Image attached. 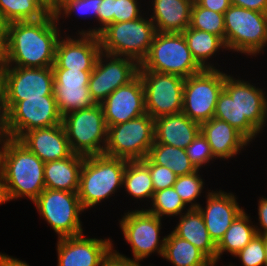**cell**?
I'll return each instance as SVG.
<instances>
[{"label":"cell","instance_id":"e575fe53","mask_svg":"<svg viewBox=\"0 0 267 266\" xmlns=\"http://www.w3.org/2000/svg\"><path fill=\"white\" fill-rule=\"evenodd\" d=\"M189 27L215 34L225 43L224 14L203 8L195 0L191 8Z\"/></svg>","mask_w":267,"mask_h":266},{"label":"cell","instance_id":"f6af8a7d","mask_svg":"<svg viewBox=\"0 0 267 266\" xmlns=\"http://www.w3.org/2000/svg\"><path fill=\"white\" fill-rule=\"evenodd\" d=\"M231 5L267 13V0H230Z\"/></svg>","mask_w":267,"mask_h":266},{"label":"cell","instance_id":"f1b7e54d","mask_svg":"<svg viewBox=\"0 0 267 266\" xmlns=\"http://www.w3.org/2000/svg\"><path fill=\"white\" fill-rule=\"evenodd\" d=\"M162 257L174 266H211L213 263L201 250L173 232L165 236Z\"/></svg>","mask_w":267,"mask_h":266},{"label":"cell","instance_id":"d590c367","mask_svg":"<svg viewBox=\"0 0 267 266\" xmlns=\"http://www.w3.org/2000/svg\"><path fill=\"white\" fill-rule=\"evenodd\" d=\"M151 209H146L148 212L158 216L162 219V216H177L182 215L183 209L186 205L178 195L174 187H169L163 190L154 192L152 198Z\"/></svg>","mask_w":267,"mask_h":266},{"label":"cell","instance_id":"83f0119b","mask_svg":"<svg viewBox=\"0 0 267 266\" xmlns=\"http://www.w3.org/2000/svg\"><path fill=\"white\" fill-rule=\"evenodd\" d=\"M138 0H102L99 6L97 20L99 28L79 31V34L98 35L111 23L132 21L141 17Z\"/></svg>","mask_w":267,"mask_h":266},{"label":"cell","instance_id":"7c38bea8","mask_svg":"<svg viewBox=\"0 0 267 266\" xmlns=\"http://www.w3.org/2000/svg\"><path fill=\"white\" fill-rule=\"evenodd\" d=\"M2 83L8 109L27 98L54 96V73L52 67L0 66Z\"/></svg>","mask_w":267,"mask_h":266},{"label":"cell","instance_id":"bcb514c9","mask_svg":"<svg viewBox=\"0 0 267 266\" xmlns=\"http://www.w3.org/2000/svg\"><path fill=\"white\" fill-rule=\"evenodd\" d=\"M201 7L224 14L231 6L230 0H195Z\"/></svg>","mask_w":267,"mask_h":266},{"label":"cell","instance_id":"ac0fdd59","mask_svg":"<svg viewBox=\"0 0 267 266\" xmlns=\"http://www.w3.org/2000/svg\"><path fill=\"white\" fill-rule=\"evenodd\" d=\"M101 106L107 127L144 115L146 113L144 88L139 74L111 93Z\"/></svg>","mask_w":267,"mask_h":266},{"label":"cell","instance_id":"11a10c76","mask_svg":"<svg viewBox=\"0 0 267 266\" xmlns=\"http://www.w3.org/2000/svg\"><path fill=\"white\" fill-rule=\"evenodd\" d=\"M46 3L50 6V0H46Z\"/></svg>","mask_w":267,"mask_h":266},{"label":"cell","instance_id":"60d3db41","mask_svg":"<svg viewBox=\"0 0 267 266\" xmlns=\"http://www.w3.org/2000/svg\"><path fill=\"white\" fill-rule=\"evenodd\" d=\"M141 161L149 168L155 192L173 187L177 175L171 169L167 166L154 164L148 157Z\"/></svg>","mask_w":267,"mask_h":266},{"label":"cell","instance_id":"ab89813d","mask_svg":"<svg viewBox=\"0 0 267 266\" xmlns=\"http://www.w3.org/2000/svg\"><path fill=\"white\" fill-rule=\"evenodd\" d=\"M185 151L190 162L197 170H199L202 165L209 163L210 160L215 159L207 139L201 132H199L194 140L185 148Z\"/></svg>","mask_w":267,"mask_h":266},{"label":"cell","instance_id":"277c9868","mask_svg":"<svg viewBox=\"0 0 267 266\" xmlns=\"http://www.w3.org/2000/svg\"><path fill=\"white\" fill-rule=\"evenodd\" d=\"M156 29L151 18L143 15L132 21L111 23L99 34L101 52L129 57L139 64L147 57Z\"/></svg>","mask_w":267,"mask_h":266},{"label":"cell","instance_id":"5b68a950","mask_svg":"<svg viewBox=\"0 0 267 266\" xmlns=\"http://www.w3.org/2000/svg\"><path fill=\"white\" fill-rule=\"evenodd\" d=\"M139 70L174 74L185 79L203 69L193 59L183 33L156 32Z\"/></svg>","mask_w":267,"mask_h":266},{"label":"cell","instance_id":"5bb4252c","mask_svg":"<svg viewBox=\"0 0 267 266\" xmlns=\"http://www.w3.org/2000/svg\"><path fill=\"white\" fill-rule=\"evenodd\" d=\"M161 225V218L146 209L133 210L124 214L120 221V228L132 248L134 262L139 263L152 252L163 256L165 237L160 240Z\"/></svg>","mask_w":267,"mask_h":266},{"label":"cell","instance_id":"44dd1931","mask_svg":"<svg viewBox=\"0 0 267 266\" xmlns=\"http://www.w3.org/2000/svg\"><path fill=\"white\" fill-rule=\"evenodd\" d=\"M207 194L206 207L199 205L197 209L203 216L210 238L217 245L244 209L240 208L233 193L222 192V190L213 192L212 190Z\"/></svg>","mask_w":267,"mask_h":266},{"label":"cell","instance_id":"2e32d148","mask_svg":"<svg viewBox=\"0 0 267 266\" xmlns=\"http://www.w3.org/2000/svg\"><path fill=\"white\" fill-rule=\"evenodd\" d=\"M62 118L55 96L27 98L19 101L9 110L12 138L19 139L32 129L62 124Z\"/></svg>","mask_w":267,"mask_h":266},{"label":"cell","instance_id":"7bdbcfd3","mask_svg":"<svg viewBox=\"0 0 267 266\" xmlns=\"http://www.w3.org/2000/svg\"><path fill=\"white\" fill-rule=\"evenodd\" d=\"M9 139H12L9 124V109L5 90L0 82V144L3 145Z\"/></svg>","mask_w":267,"mask_h":266},{"label":"cell","instance_id":"f35d334b","mask_svg":"<svg viewBox=\"0 0 267 266\" xmlns=\"http://www.w3.org/2000/svg\"><path fill=\"white\" fill-rule=\"evenodd\" d=\"M234 257H239L243 266H265V236L256 234Z\"/></svg>","mask_w":267,"mask_h":266},{"label":"cell","instance_id":"836d02e7","mask_svg":"<svg viewBox=\"0 0 267 266\" xmlns=\"http://www.w3.org/2000/svg\"><path fill=\"white\" fill-rule=\"evenodd\" d=\"M123 186L129 195L139 200L144 198L152 200L155 192L149 168L141 160L127 162Z\"/></svg>","mask_w":267,"mask_h":266},{"label":"cell","instance_id":"d4e9b609","mask_svg":"<svg viewBox=\"0 0 267 266\" xmlns=\"http://www.w3.org/2000/svg\"><path fill=\"white\" fill-rule=\"evenodd\" d=\"M156 32L183 33L190 26L191 8L194 0H152Z\"/></svg>","mask_w":267,"mask_h":266},{"label":"cell","instance_id":"f546056e","mask_svg":"<svg viewBox=\"0 0 267 266\" xmlns=\"http://www.w3.org/2000/svg\"><path fill=\"white\" fill-rule=\"evenodd\" d=\"M249 216L245 211L240 213L225 232L223 238L216 245V263L223 252L235 256L257 234L255 225L249 224Z\"/></svg>","mask_w":267,"mask_h":266},{"label":"cell","instance_id":"74e56055","mask_svg":"<svg viewBox=\"0 0 267 266\" xmlns=\"http://www.w3.org/2000/svg\"><path fill=\"white\" fill-rule=\"evenodd\" d=\"M101 3L102 0H62L52 11L57 21H59L62 15L69 17L74 11L82 16L86 14V17L87 15H92V17L97 19L98 9Z\"/></svg>","mask_w":267,"mask_h":266},{"label":"cell","instance_id":"30bf717a","mask_svg":"<svg viewBox=\"0 0 267 266\" xmlns=\"http://www.w3.org/2000/svg\"><path fill=\"white\" fill-rule=\"evenodd\" d=\"M33 203L39 214L58 234V239L83 233L79 214L84 208L77 192L45 188Z\"/></svg>","mask_w":267,"mask_h":266},{"label":"cell","instance_id":"8d00e7d4","mask_svg":"<svg viewBox=\"0 0 267 266\" xmlns=\"http://www.w3.org/2000/svg\"><path fill=\"white\" fill-rule=\"evenodd\" d=\"M199 170L189 175L177 176L173 185L174 189L181 197L185 205L191 204L190 209H197L200 204L195 202L197 197L201 196L204 188L203 179L198 174ZM193 201V202H192ZM195 202V203H194Z\"/></svg>","mask_w":267,"mask_h":266},{"label":"cell","instance_id":"9c48e42d","mask_svg":"<svg viewBox=\"0 0 267 266\" xmlns=\"http://www.w3.org/2000/svg\"><path fill=\"white\" fill-rule=\"evenodd\" d=\"M226 75L219 69H203L185 78L182 113L200 125L213 118Z\"/></svg>","mask_w":267,"mask_h":266},{"label":"cell","instance_id":"b9f144b4","mask_svg":"<svg viewBox=\"0 0 267 266\" xmlns=\"http://www.w3.org/2000/svg\"><path fill=\"white\" fill-rule=\"evenodd\" d=\"M214 117L229 123L237 130L236 102L224 89L218 96Z\"/></svg>","mask_w":267,"mask_h":266},{"label":"cell","instance_id":"db71d44e","mask_svg":"<svg viewBox=\"0 0 267 266\" xmlns=\"http://www.w3.org/2000/svg\"><path fill=\"white\" fill-rule=\"evenodd\" d=\"M265 119H267V101H266Z\"/></svg>","mask_w":267,"mask_h":266},{"label":"cell","instance_id":"1f68e13d","mask_svg":"<svg viewBox=\"0 0 267 266\" xmlns=\"http://www.w3.org/2000/svg\"><path fill=\"white\" fill-rule=\"evenodd\" d=\"M0 12L7 23L36 21L52 12L46 0H0Z\"/></svg>","mask_w":267,"mask_h":266},{"label":"cell","instance_id":"603a6c76","mask_svg":"<svg viewBox=\"0 0 267 266\" xmlns=\"http://www.w3.org/2000/svg\"><path fill=\"white\" fill-rule=\"evenodd\" d=\"M215 158L228 159L236 156L250 142L229 123L211 118L200 125Z\"/></svg>","mask_w":267,"mask_h":266},{"label":"cell","instance_id":"e0dca14e","mask_svg":"<svg viewBox=\"0 0 267 266\" xmlns=\"http://www.w3.org/2000/svg\"><path fill=\"white\" fill-rule=\"evenodd\" d=\"M54 73V96L61 116L88 109L96 103L89 93V79L92 71L52 68Z\"/></svg>","mask_w":267,"mask_h":266},{"label":"cell","instance_id":"484cf974","mask_svg":"<svg viewBox=\"0 0 267 266\" xmlns=\"http://www.w3.org/2000/svg\"><path fill=\"white\" fill-rule=\"evenodd\" d=\"M85 156L73 153L70 157L45 162V188L78 192L80 173Z\"/></svg>","mask_w":267,"mask_h":266},{"label":"cell","instance_id":"f907efd6","mask_svg":"<svg viewBox=\"0 0 267 266\" xmlns=\"http://www.w3.org/2000/svg\"><path fill=\"white\" fill-rule=\"evenodd\" d=\"M7 24L8 23L4 20L0 12V51L2 50V47L6 39Z\"/></svg>","mask_w":267,"mask_h":266},{"label":"cell","instance_id":"8992f818","mask_svg":"<svg viewBox=\"0 0 267 266\" xmlns=\"http://www.w3.org/2000/svg\"><path fill=\"white\" fill-rule=\"evenodd\" d=\"M62 125L73 153L83 156L104 153L108 127L101 104L66 114Z\"/></svg>","mask_w":267,"mask_h":266},{"label":"cell","instance_id":"816d5d0a","mask_svg":"<svg viewBox=\"0 0 267 266\" xmlns=\"http://www.w3.org/2000/svg\"><path fill=\"white\" fill-rule=\"evenodd\" d=\"M62 0H50V7L53 9L57 4H59Z\"/></svg>","mask_w":267,"mask_h":266},{"label":"cell","instance_id":"d6a6232c","mask_svg":"<svg viewBox=\"0 0 267 266\" xmlns=\"http://www.w3.org/2000/svg\"><path fill=\"white\" fill-rule=\"evenodd\" d=\"M154 164L167 166L177 176L189 175L197 171L190 162L185 149L154 141L147 156Z\"/></svg>","mask_w":267,"mask_h":266},{"label":"cell","instance_id":"52a82bcc","mask_svg":"<svg viewBox=\"0 0 267 266\" xmlns=\"http://www.w3.org/2000/svg\"><path fill=\"white\" fill-rule=\"evenodd\" d=\"M225 46L256 55L267 44V13L231 5L224 13Z\"/></svg>","mask_w":267,"mask_h":266},{"label":"cell","instance_id":"7a4b0ae2","mask_svg":"<svg viewBox=\"0 0 267 266\" xmlns=\"http://www.w3.org/2000/svg\"><path fill=\"white\" fill-rule=\"evenodd\" d=\"M0 148V171L11 200L27 197L34 202L45 189V163L18 139H9Z\"/></svg>","mask_w":267,"mask_h":266},{"label":"cell","instance_id":"4fadbf2b","mask_svg":"<svg viewBox=\"0 0 267 266\" xmlns=\"http://www.w3.org/2000/svg\"><path fill=\"white\" fill-rule=\"evenodd\" d=\"M138 74L144 88L146 113L153 119L182 113L183 77L148 70H139Z\"/></svg>","mask_w":267,"mask_h":266},{"label":"cell","instance_id":"4316f807","mask_svg":"<svg viewBox=\"0 0 267 266\" xmlns=\"http://www.w3.org/2000/svg\"><path fill=\"white\" fill-rule=\"evenodd\" d=\"M179 217V223L172 232L193 244L213 263H216V244L210 238L203 216L199 210L188 208L186 213Z\"/></svg>","mask_w":267,"mask_h":266},{"label":"cell","instance_id":"c3c4849f","mask_svg":"<svg viewBox=\"0 0 267 266\" xmlns=\"http://www.w3.org/2000/svg\"><path fill=\"white\" fill-rule=\"evenodd\" d=\"M0 266H30L24 261L0 253Z\"/></svg>","mask_w":267,"mask_h":266},{"label":"cell","instance_id":"cb8c5ba5","mask_svg":"<svg viewBox=\"0 0 267 266\" xmlns=\"http://www.w3.org/2000/svg\"><path fill=\"white\" fill-rule=\"evenodd\" d=\"M200 132V124L184 113L154 119V141L185 149Z\"/></svg>","mask_w":267,"mask_h":266},{"label":"cell","instance_id":"ffe728a7","mask_svg":"<svg viewBox=\"0 0 267 266\" xmlns=\"http://www.w3.org/2000/svg\"><path fill=\"white\" fill-rule=\"evenodd\" d=\"M65 39L60 37L58 40L52 68L93 71L101 53L99 36L80 34L78 39H73L68 35Z\"/></svg>","mask_w":267,"mask_h":266},{"label":"cell","instance_id":"6da1fadb","mask_svg":"<svg viewBox=\"0 0 267 266\" xmlns=\"http://www.w3.org/2000/svg\"><path fill=\"white\" fill-rule=\"evenodd\" d=\"M58 23L53 11L40 20L8 23L0 66L52 67L61 36Z\"/></svg>","mask_w":267,"mask_h":266},{"label":"cell","instance_id":"681fc988","mask_svg":"<svg viewBox=\"0 0 267 266\" xmlns=\"http://www.w3.org/2000/svg\"><path fill=\"white\" fill-rule=\"evenodd\" d=\"M8 201H11L8 186L5 182L3 174L0 171V205Z\"/></svg>","mask_w":267,"mask_h":266},{"label":"cell","instance_id":"9a60e30c","mask_svg":"<svg viewBox=\"0 0 267 266\" xmlns=\"http://www.w3.org/2000/svg\"><path fill=\"white\" fill-rule=\"evenodd\" d=\"M139 67L140 64L132 58L101 52L88 84L94 102L101 104L117 88L132 81L138 75Z\"/></svg>","mask_w":267,"mask_h":266},{"label":"cell","instance_id":"7402d4cb","mask_svg":"<svg viewBox=\"0 0 267 266\" xmlns=\"http://www.w3.org/2000/svg\"><path fill=\"white\" fill-rule=\"evenodd\" d=\"M18 140L44 163L68 158L73 154L62 124L32 129Z\"/></svg>","mask_w":267,"mask_h":266},{"label":"cell","instance_id":"ee69618b","mask_svg":"<svg viewBox=\"0 0 267 266\" xmlns=\"http://www.w3.org/2000/svg\"><path fill=\"white\" fill-rule=\"evenodd\" d=\"M112 250L110 254L103 260L100 266H141L132 259Z\"/></svg>","mask_w":267,"mask_h":266},{"label":"cell","instance_id":"d6986e66","mask_svg":"<svg viewBox=\"0 0 267 266\" xmlns=\"http://www.w3.org/2000/svg\"><path fill=\"white\" fill-rule=\"evenodd\" d=\"M109 239L85 238L84 234L59 238L58 266H100L113 250Z\"/></svg>","mask_w":267,"mask_h":266},{"label":"cell","instance_id":"ba28073f","mask_svg":"<svg viewBox=\"0 0 267 266\" xmlns=\"http://www.w3.org/2000/svg\"><path fill=\"white\" fill-rule=\"evenodd\" d=\"M154 143V119L145 113L130 121L109 126L104 155L128 161L144 160Z\"/></svg>","mask_w":267,"mask_h":266},{"label":"cell","instance_id":"3957f363","mask_svg":"<svg viewBox=\"0 0 267 266\" xmlns=\"http://www.w3.org/2000/svg\"><path fill=\"white\" fill-rule=\"evenodd\" d=\"M127 162L104 154L85 156L77 192L84 210L109 198L123 186Z\"/></svg>","mask_w":267,"mask_h":266},{"label":"cell","instance_id":"4dcf8cb0","mask_svg":"<svg viewBox=\"0 0 267 266\" xmlns=\"http://www.w3.org/2000/svg\"><path fill=\"white\" fill-rule=\"evenodd\" d=\"M183 35L197 64L202 69H215L216 67H213L212 64L210 65L206 60L212 57L220 48L226 50L224 41L215 34L190 27L183 32Z\"/></svg>","mask_w":267,"mask_h":266},{"label":"cell","instance_id":"f5cc1de1","mask_svg":"<svg viewBox=\"0 0 267 266\" xmlns=\"http://www.w3.org/2000/svg\"><path fill=\"white\" fill-rule=\"evenodd\" d=\"M265 266H267V236H265Z\"/></svg>","mask_w":267,"mask_h":266},{"label":"cell","instance_id":"7dc6e473","mask_svg":"<svg viewBox=\"0 0 267 266\" xmlns=\"http://www.w3.org/2000/svg\"><path fill=\"white\" fill-rule=\"evenodd\" d=\"M259 205H258V215H259V224L260 227H262V230L257 228L256 226V232L259 235L267 236V198H260L259 199Z\"/></svg>","mask_w":267,"mask_h":266},{"label":"cell","instance_id":"8fae6325","mask_svg":"<svg viewBox=\"0 0 267 266\" xmlns=\"http://www.w3.org/2000/svg\"><path fill=\"white\" fill-rule=\"evenodd\" d=\"M223 89L236 102L237 130L249 141L256 138L264 124L267 96L248 81L225 76Z\"/></svg>","mask_w":267,"mask_h":266}]
</instances>
